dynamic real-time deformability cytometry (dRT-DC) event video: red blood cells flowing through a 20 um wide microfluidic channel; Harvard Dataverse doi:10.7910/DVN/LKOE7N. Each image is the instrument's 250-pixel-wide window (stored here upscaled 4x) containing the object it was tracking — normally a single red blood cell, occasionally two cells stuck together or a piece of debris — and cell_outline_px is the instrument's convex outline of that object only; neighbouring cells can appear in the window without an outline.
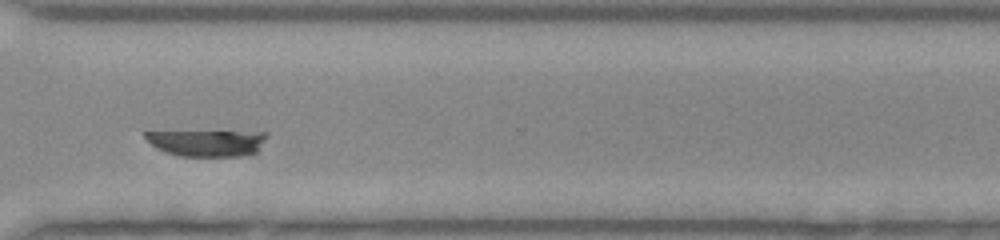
{"species": "human", "species_latin": "Homo sapiens", "temperature_condition": "room temperature", "stored_images_in_passage": 31, "segment_of_instrument_passage": [2, 2], "camera_frame_rate_fps": 3000, "um_per_image_px": 0.085, "donor": {"sex": "female"}, "frame": {"image": 1, "passage_image": 31, "time_ms": 10.0, "image_size_px": [1000, 240], "cell_outline_px": [[268, 136], [256, 152], [240, 156], [180, 156], [156, 148], [144, 136], [144, 132], [268, 132]], "centroid_in_image_um": [17.64, 12.15], "position_along_channel_um": 353.0, "area_um2": 18.32}}